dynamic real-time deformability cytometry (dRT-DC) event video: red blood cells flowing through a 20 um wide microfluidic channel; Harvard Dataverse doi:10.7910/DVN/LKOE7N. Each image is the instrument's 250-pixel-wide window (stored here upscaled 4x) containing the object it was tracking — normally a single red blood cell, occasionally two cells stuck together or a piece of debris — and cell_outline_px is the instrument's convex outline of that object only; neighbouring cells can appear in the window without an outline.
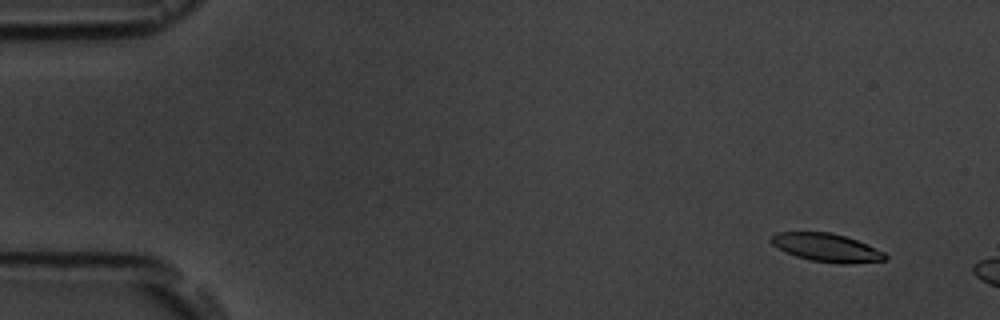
{"species": "common noctule bat (a hibernating species)", "species_latin": "Nyctalus noctula", "temperature_condition": "room temperature", "stored_images_in_passage": 3, "camera_frame_rate_fps": 3000, "um_per_image_px": 0.085, "animal": {"sex": "male", "body_mass_g": 19.5, "forearm_length_mm": 54.6}, "frame": {"image": 1, "passage_image": 1, "time_ms": 0.0, "image_size_px": [1000, 320], "cell_outline_px": [[888, 256], [884, 260], [844, 264], [840, 264], [812, 260], [796, 256], [772, 244], [768, 240], [772, 236], [780, 232], [828, 232], [844, 236], [856, 240], [884, 252]], "centroid_in_image_um": [70.26, 21.04], "position_along_channel_um": 14.7, "area_um2": 18.32}}